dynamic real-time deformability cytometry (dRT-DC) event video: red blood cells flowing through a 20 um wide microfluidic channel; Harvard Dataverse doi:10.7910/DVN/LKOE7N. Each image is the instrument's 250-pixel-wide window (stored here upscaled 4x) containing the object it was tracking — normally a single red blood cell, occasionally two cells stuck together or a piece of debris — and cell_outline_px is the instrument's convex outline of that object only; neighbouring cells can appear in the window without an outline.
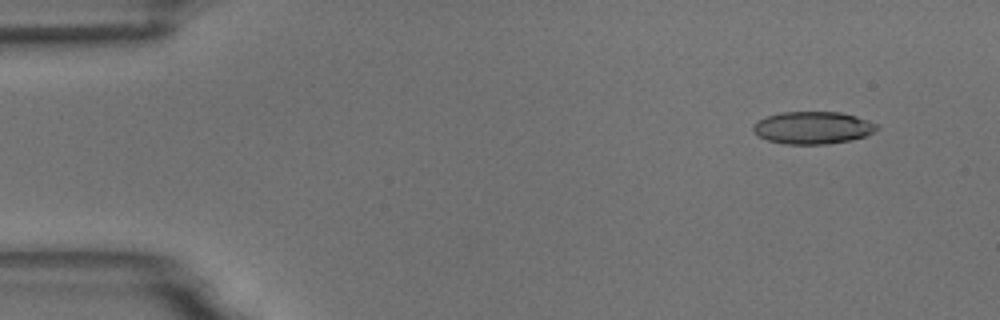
{"species": "common noctule bat (a hibernating species)", "species_latin": "Nyctalus noctula", "temperature_condition": "room temperature", "stored_images_in_passage": 5, "camera_frame_rate_fps": 3000, "um_per_image_px": 0.085, "animal": {"sex": "male", "body_mass_g": 18.8}, "frame": {"image": 1, "passage_image": 2, "time_ms": 1.0, "image_size_px": [1000, 320], "cell_outline_px": [[880, 128], [864, 136], [848, 140], [828, 144], [784, 144], [768, 140], [752, 132], [752, 124], [768, 116], [780, 112], [840, 112], [856, 116], [880, 124]], "centroid_in_image_um": [69.09, 10.85], "position_along_channel_um": 15.9, "area_um2": 23.35}}
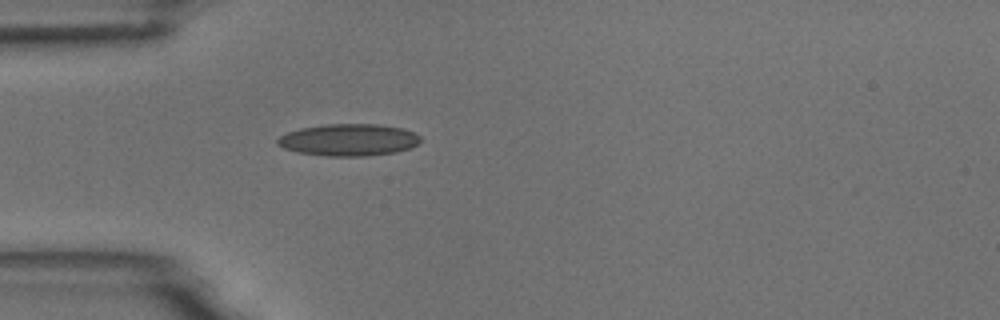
{"frame": {"image": 2, "passage_image": 5, "time_ms": 4.667, "image_size_px": [1000, 320], "cell_outline_px": [[420, 140], [416, 144], [408, 148], [396, 152], [368, 156], [324, 156], [296, 152], [284, 148], [276, 144], [276, 140], [280, 136], [288, 132], [300, 128], [324, 124], [380, 124], [404, 128], [420, 136]], "centroid_in_image_um": [29.61, 11.89], "position_along_channel_um": 55.4, "area_um2": 26.76}}